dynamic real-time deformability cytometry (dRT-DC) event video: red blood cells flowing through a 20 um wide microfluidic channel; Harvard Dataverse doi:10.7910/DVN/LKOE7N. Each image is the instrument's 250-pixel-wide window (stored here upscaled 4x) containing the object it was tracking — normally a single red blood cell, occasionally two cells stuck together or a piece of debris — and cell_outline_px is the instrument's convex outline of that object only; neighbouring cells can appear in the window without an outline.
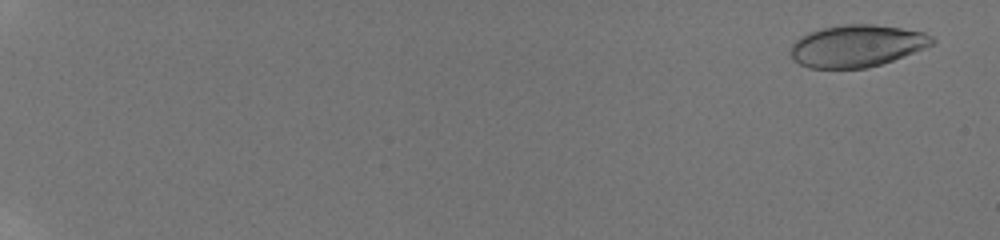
{"species": "human", "species_latin": "Homo sapiens", "temperature_condition": "room temperature", "stored_images_in_passage": 57, "camera_frame_rate_fps": 3000, "um_per_image_px": 0.085, "donor": {"sex": "male"}, "frame": {"image": 1, "passage_image": 3, "time_ms": 0.667, "image_size_px": [1000, 240], "cell_outline_px": [[936, 40], [932, 44], [924, 48], [892, 60], [868, 68], [808, 68], [792, 60], [788, 52], [792, 44], [800, 36], [808, 32], [824, 28], [844, 24], [872, 24], [900, 28], [924, 32], [932, 36]], "centroid_in_image_um": [72.78, 3.9], "position_along_channel_um": 12.2, "area_um2": 34.68}}
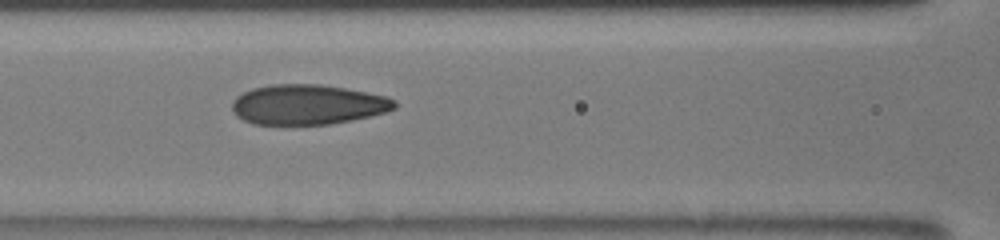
{"frame": {"image": 2, "passage_image": 30, "time_ms": 9.667, "image_size_px": [1000, 240], "cell_outline_px": [[396, 108], [384, 112], [352, 120], [332, 124], [252, 124], [236, 116], [232, 112], [232, 100], [236, 96], [252, 88], [272, 84], [320, 84], [344, 88], [384, 96], [396, 100]], "centroid_in_image_um": [26.11, 8.89], "position_along_channel_um": 140.5, "area_um2": 37.8}}
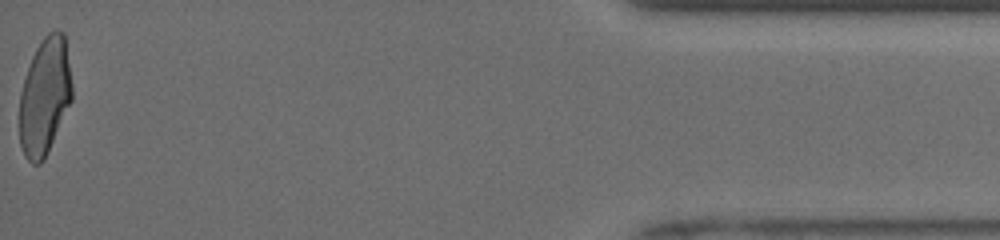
{"frame": {"image": 3, "passage_image": 57, "time_ms": 18.667, "image_size_px": [1000, 240], "cell_outline_px": [[72, 100], [44, 160], [40, 164], [32, 164], [24, 156], [20, 144], [20, 92], [32, 56], [36, 48], [44, 36], [48, 32], [56, 28], [64, 32], [72, 84]], "centroid_in_image_um": [3.81, 8.19], "position_along_channel_um": 431.4, "area_um2": 35.89}, "authors_computed_cell_mechanics": {"area_um2": 36.7608, "velocity_mm_per_s": 3.9807, "shape_relaxation_time_tau1_ms": 10.6106, "shape_relaxation_time_tau2_ms": 0.7203, "deformation_change_tau1": 0.2683, "deformation_change_tau2": 0.0588}}